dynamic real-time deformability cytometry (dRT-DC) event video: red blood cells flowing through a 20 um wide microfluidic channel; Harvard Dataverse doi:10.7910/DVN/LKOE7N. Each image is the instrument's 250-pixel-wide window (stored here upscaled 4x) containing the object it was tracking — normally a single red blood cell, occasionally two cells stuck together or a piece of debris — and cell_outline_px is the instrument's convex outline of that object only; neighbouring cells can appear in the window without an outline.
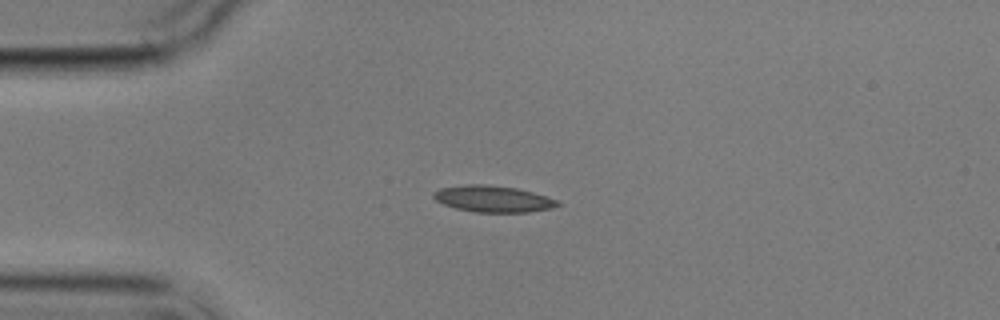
{"species": "common noctule bat (a hibernating species)", "species_latin": "Nyctalus noctula", "temperature_condition": "cold", "stored_images_in_passage": 9, "camera_frame_rate_fps": 3000, "um_per_image_px": 0.085, "animal": {"sex": "male", "body_mass_g": 17.9}, "frame": {"image": 1, "passage_image": 3, "time_ms": 2.333, "image_size_px": [1000, 320], "cell_outline_px": [[560, 204], [552, 208], [528, 212], [476, 212], [456, 208], [444, 204], [436, 200], [432, 196], [432, 192], [440, 188], [468, 184], [484, 184], [516, 188], [532, 192], [560, 200]], "centroid_in_image_um": [41.91, 16.9], "position_along_channel_um": 43.1, "area_um2": 19.07}}
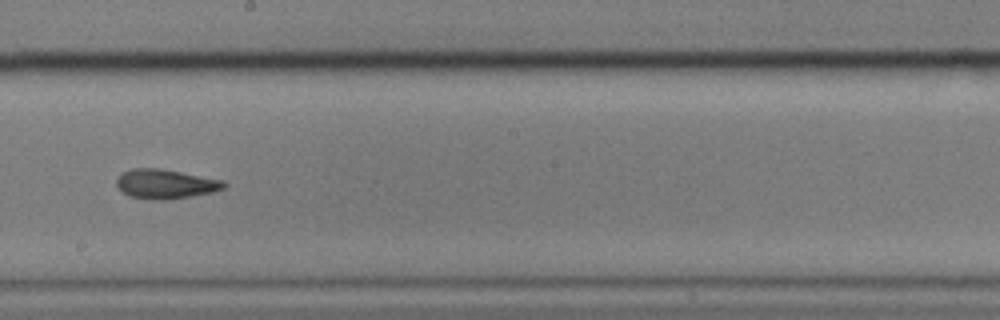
{"frame": {"image": 2, "passage_image": 8, "time_ms": 8.333, "image_size_px": [1000, 320], "cell_outline_px": [[228, 184], [224, 188], [212, 192], [192, 196], [168, 200], [152, 200], [128, 196], [116, 184], [116, 180], [124, 172], [132, 168], [156, 168], [180, 172], [224, 180]], "centroid_in_image_um": [14.09, 15.65], "position_along_channel_um": 234.1, "area_um2": 18.32}}
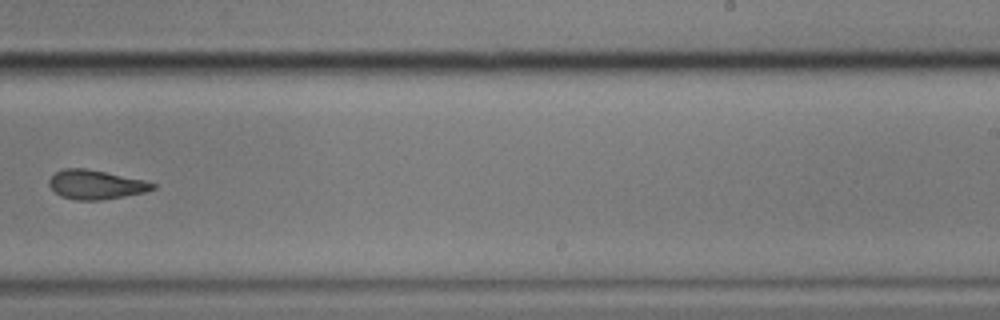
{"frame": {"image": 3, "passage_image": 9, "time_ms": 9.667, "image_size_px": [1000, 320], "cell_outline_px": [[156, 188], [144, 192], [124, 196], [100, 200], [76, 200], [60, 196], [48, 184], [48, 180], [56, 172], [64, 168], [84, 168], [144, 180], [156, 184]], "centroid_in_image_um": [8.12, 15.69], "position_along_channel_um": 280.9, "area_um2": 17.4}}